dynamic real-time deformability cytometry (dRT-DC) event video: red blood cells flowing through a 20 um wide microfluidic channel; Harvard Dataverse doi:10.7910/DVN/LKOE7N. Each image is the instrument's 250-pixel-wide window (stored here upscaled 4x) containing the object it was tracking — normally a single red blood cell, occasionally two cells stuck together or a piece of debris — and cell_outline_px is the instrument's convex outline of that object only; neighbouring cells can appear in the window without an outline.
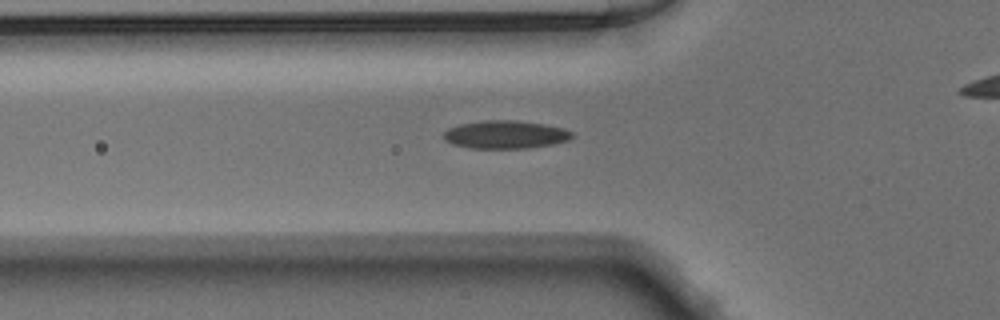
{"species": "Egyptian fruit bat (a non-hibernating species)", "species_latin": "Rousettus aegyptiacus", "temperature_condition": "warm", "stored_images_in_passage": 31, "camera_frame_rate_fps": 3000, "um_per_image_px": 0.085, "animal": {"sex": "male"}, "frame": {"image": 1, "passage_image": 5, "time_ms": 1.333, "image_size_px": [1000, 320], "cell_outline_px": [[572, 136], [568, 140], [552, 144], [528, 148], [472, 148], [452, 144], [444, 140], [444, 132], [448, 128], [460, 124], [484, 120], [516, 120], [544, 124], [564, 128], [572, 132]], "centroid_in_image_um": [42.94, 11.43], "position_along_channel_um": 82.9, "area_um2": 20.92}}
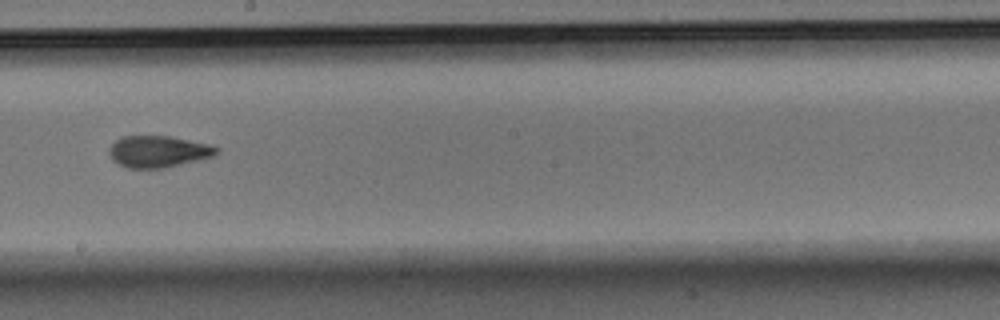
{"frame": {"image": 2, "passage_image": 16, "time_ms": 5.0, "image_size_px": [1000, 320], "cell_outline_px": [[220, 152], [212, 156], [164, 168], [128, 168], [112, 160], [108, 152], [108, 148], [116, 140], [124, 136], [172, 136], [212, 144], [220, 148]], "centroid_in_image_um": [13.47, 12.86], "position_along_channel_um": 234.7, "area_um2": 19.88}}
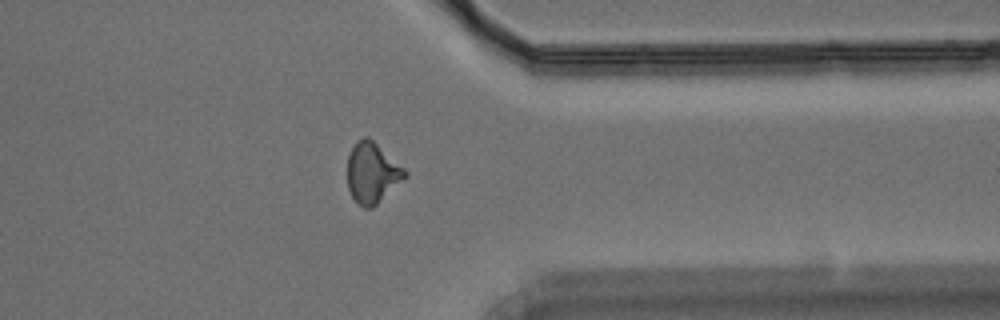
{"frame": {"image": 3, "passage_image": 27, "time_ms": 8.667, "image_size_px": [1000, 320], "cell_outline_px": [[408, 176], [372, 208], [364, 208], [352, 196], [348, 188], [348, 156], [356, 140], [364, 136], [368, 136], [404, 168], [408, 172]], "centroid_in_image_um": [31.64, 14.68], "position_along_channel_um": 379.8, "area_um2": 20.11}}